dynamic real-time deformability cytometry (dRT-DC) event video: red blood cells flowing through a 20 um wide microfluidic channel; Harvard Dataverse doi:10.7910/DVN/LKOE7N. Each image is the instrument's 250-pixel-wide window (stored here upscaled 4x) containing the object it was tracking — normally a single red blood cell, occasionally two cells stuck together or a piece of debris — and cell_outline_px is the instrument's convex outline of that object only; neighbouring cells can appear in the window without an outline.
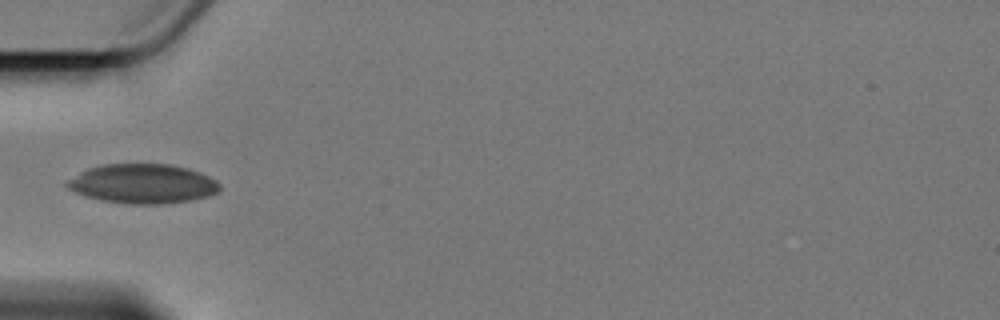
{"species": "Egyptian fruit bat (a non-hibernating species)", "species_latin": "Rousettus aegyptiacus", "temperature_condition": "cold", "stored_images_in_passage": 5, "camera_frame_rate_fps": 3000, "um_per_image_px": 0.085, "animal": {"sex": "female"}, "frame": {"image": 1, "passage_image": 2, "time_ms": 2.333, "image_size_px": [1000, 320], "cell_outline_px": [[220, 188], [216, 192], [208, 196], [188, 200], [164, 204], [128, 204], [100, 200], [84, 196], [68, 188], [64, 184], [68, 180], [80, 172], [88, 168], [104, 164], [172, 164], [188, 168], [200, 172], [216, 180], [220, 184]], "centroid_in_image_um": [12.12, 15.61], "position_along_channel_um": 72.9, "area_um2": 35.08}}
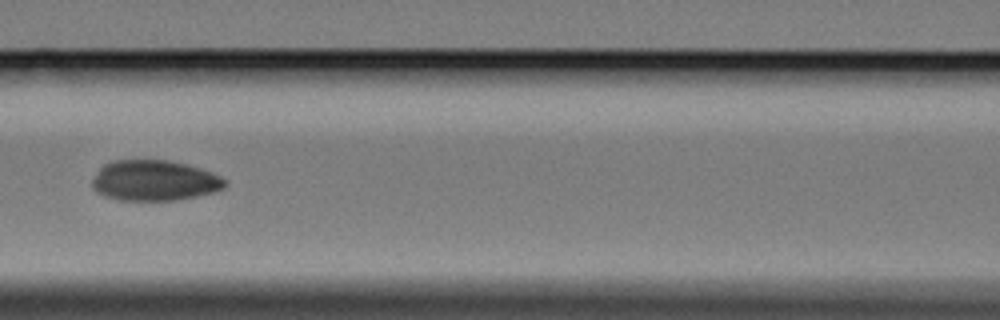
{"frame": {"image": 2, "passage_image": 4, "time_ms": 4.667, "image_size_px": [1000, 320], "cell_outline_px": [[228, 184], [224, 188], [212, 192], [196, 196], [176, 200], [120, 200], [104, 196], [96, 192], [92, 188], [92, 180], [100, 168], [104, 164], [112, 160], [168, 160], [188, 164], [212, 172], [220, 176]], "centroid_in_image_um": [13.11, 15.34], "position_along_channel_um": 153.5, "area_um2": 31.44}}
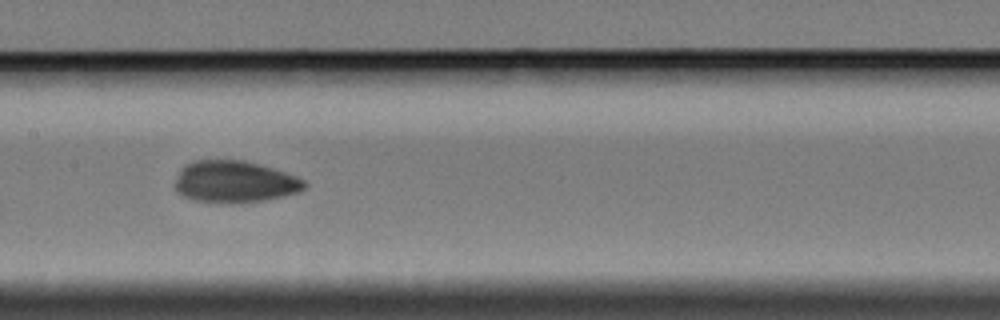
{"frame": {"image": 3, "passage_image": 5, "time_ms": 5.667, "image_size_px": [1000, 320], "cell_outline_px": [[308, 184], [300, 192], [264, 200], [232, 204], [220, 204], [192, 200], [184, 196], [176, 188], [176, 180], [180, 168], [184, 164], [192, 160], [244, 160], [272, 168], [296, 176], [304, 180]], "centroid_in_image_um": [19.93, 15.46], "position_along_channel_um": 187.5, "area_um2": 31.79}}